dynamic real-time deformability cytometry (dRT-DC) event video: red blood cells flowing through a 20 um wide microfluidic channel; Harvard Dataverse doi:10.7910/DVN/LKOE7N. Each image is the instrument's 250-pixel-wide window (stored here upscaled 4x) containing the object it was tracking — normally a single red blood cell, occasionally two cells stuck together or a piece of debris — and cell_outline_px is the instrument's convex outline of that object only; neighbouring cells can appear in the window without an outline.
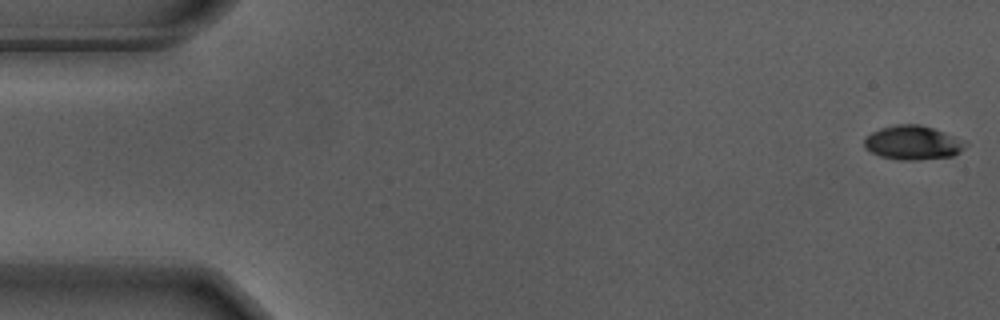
{"species": "Egyptian fruit bat (a non-hibernating species)", "species_latin": "Rousettus aegyptiacus", "temperature_condition": "warm", "stored_images_in_passage": 52, "camera_frame_rate_fps": 3000, "um_per_image_px": 0.085, "animal": {"sex": "male"}, "frame": {"image": 1, "passage_image": 1, "time_ms": 0.0, "image_size_px": [1000, 320], "cell_outline_px": [[968, 144], [960, 152], [952, 156], [920, 160], [900, 160], [880, 156], [864, 148], [864, 136], [880, 128], [896, 124], [920, 124], [944, 132]], "centroid_in_image_um": [77.54, 12.13], "position_along_channel_um": 7.5, "area_um2": 20.06}}
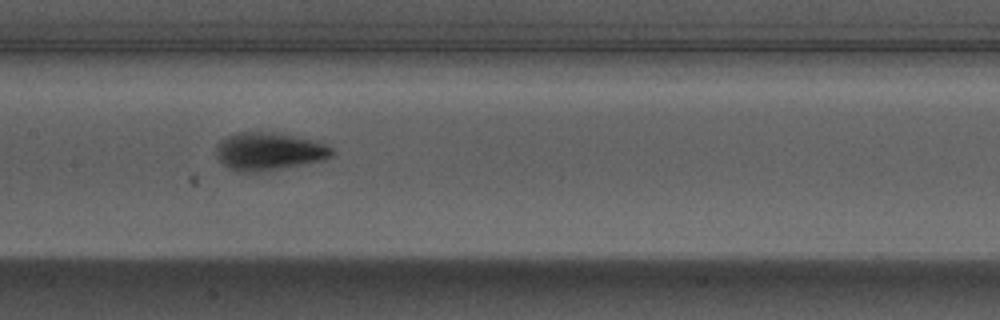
{"frame": {"image": 2, "passage_image": 27, "time_ms": 8.667, "image_size_px": [1000, 320], "cell_outline_px": [[336, 152], [320, 160], [264, 172], [236, 172], [228, 168], [216, 156], [216, 144], [220, 140], [228, 136], [240, 132], [260, 132], [292, 136], [316, 140], [332, 148]], "centroid_in_image_um": [22.8, 12.88], "position_along_channel_um": 184.6, "area_um2": 25.2}}
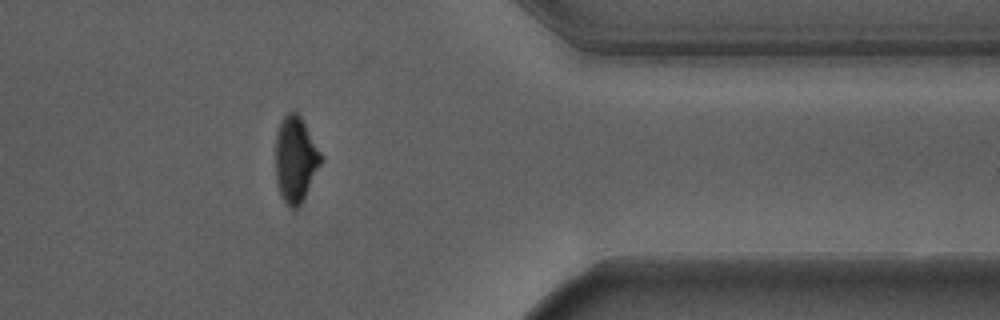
{"frame": {"image": 3, "passage_image": 45, "time_ms": 14.667, "image_size_px": [1000, 320], "cell_outline_px": [[324, 160], [300, 204], [296, 208], [288, 208], [280, 192], [276, 180], [276, 136], [280, 120], [288, 112], [296, 112], [300, 116], [324, 156]], "centroid_in_image_um": [25.14, 13.53], "position_along_channel_um": 386.3, "area_um2": 22.72}, "authors_computed_cell_mechanics": {"area_um2": 22.7443, "velocity_mm_per_s": 3.6896, "shape_relaxation_time_tau1_ms": 2.3152, "shape_relaxation_time_tau2_ms": null, "deformation_change_tau1": 0.1831, "deformation_change_tau2": null}}